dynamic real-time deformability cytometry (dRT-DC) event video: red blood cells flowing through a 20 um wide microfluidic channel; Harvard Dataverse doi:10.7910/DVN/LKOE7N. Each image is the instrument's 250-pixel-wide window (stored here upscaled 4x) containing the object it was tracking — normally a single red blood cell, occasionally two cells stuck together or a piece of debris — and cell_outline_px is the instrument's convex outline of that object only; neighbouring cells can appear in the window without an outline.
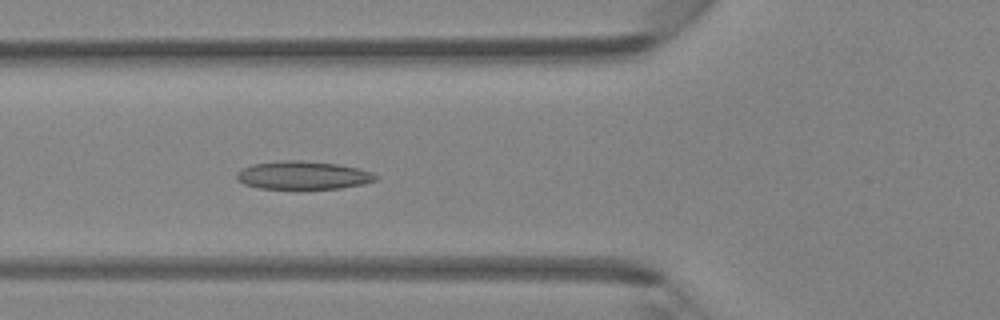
{"species": "Egyptian fruit bat (a non-hibernating species)", "species_latin": "Rousettus aegyptiacus", "temperature_condition": "room temperature", "stored_images_in_passage": 34, "camera_frame_rate_fps": 3000, "um_per_image_px": 0.085, "animal": {"sex": "female"}, "frame": {"image": 1, "passage_image": 7, "time_ms": 2.0, "image_size_px": [1000, 320], "cell_outline_px": [[380, 176], [376, 180], [364, 184], [340, 188], [260, 188], [244, 184], [236, 180], [236, 172], [240, 168], [252, 164], [284, 160], [296, 160], [336, 164], [356, 168], [372, 172]], "centroid_in_image_um": [25.73, 14.89], "position_along_channel_um": 100.1, "area_um2": 22.72}}
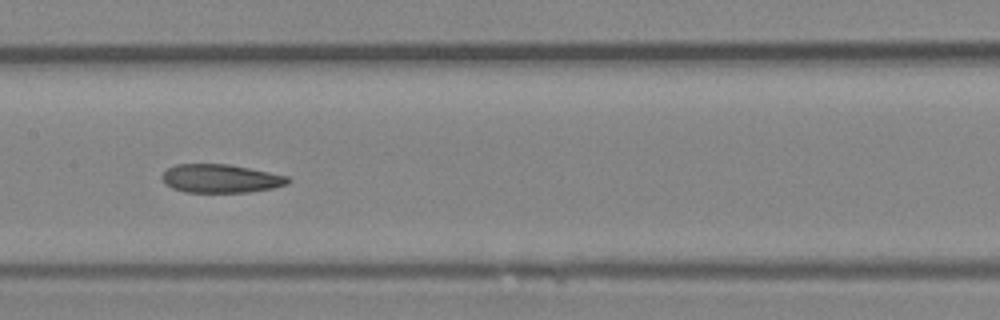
{"frame": {"image": 2, "passage_image": 13, "time_ms": 4.0, "image_size_px": [1000, 320], "cell_outline_px": [[292, 180], [288, 184], [272, 188], [248, 192], [184, 192], [172, 188], [164, 184], [160, 176], [168, 168], [176, 164], [228, 164], [288, 176]], "centroid_in_image_um": [18.73, 15.18], "position_along_channel_um": 188.7, "area_um2": 20.92}}
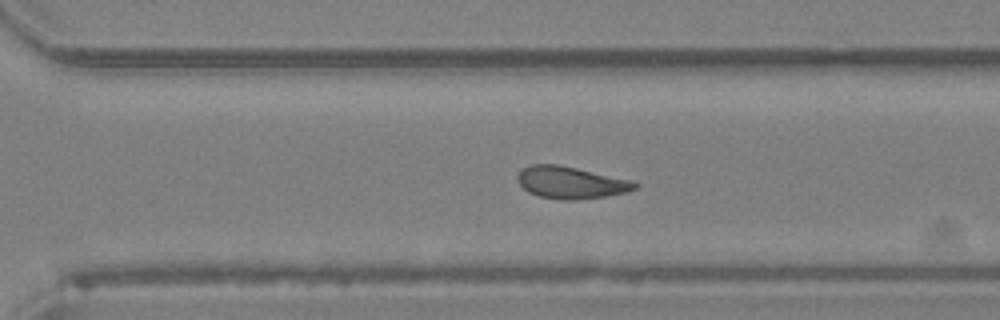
{"frame": {"image": 3, "passage_image": 22, "time_ms": 7.0, "image_size_px": [1000, 320], "cell_outline_px": [[640, 184], [636, 188], [624, 192], [604, 196], [576, 200], [560, 200], [540, 196], [528, 192], [520, 184], [520, 172], [528, 164], [560, 164], [632, 180]], "centroid_in_image_um": [48.55, 15.51], "position_along_channel_um": 322.1, "area_um2": 21.73}}